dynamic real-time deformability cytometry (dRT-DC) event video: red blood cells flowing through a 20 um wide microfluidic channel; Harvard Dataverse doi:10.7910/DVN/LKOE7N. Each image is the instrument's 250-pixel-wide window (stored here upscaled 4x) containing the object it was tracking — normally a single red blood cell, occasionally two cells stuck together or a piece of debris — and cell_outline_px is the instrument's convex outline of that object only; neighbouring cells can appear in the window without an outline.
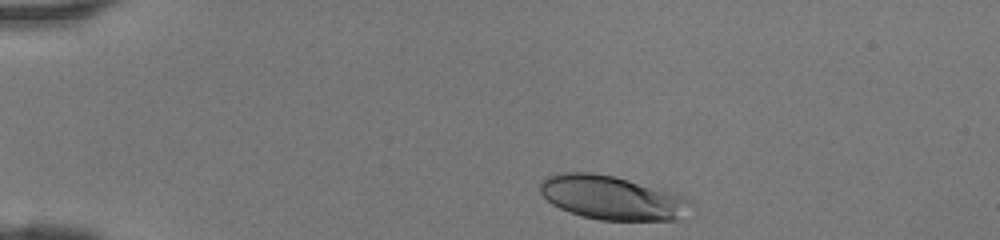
{"species": "human", "species_latin": "Homo sapiens", "temperature_condition": "room temperature", "stored_images_in_passage": 3, "camera_frame_rate_fps": 3000, "um_per_image_px": 0.085, "donor": {"sex": "female"}, "frame": {"image": 1, "passage_image": 1, "time_ms": 0.0, "image_size_px": [1000, 240], "cell_outline_px": [[696, 204], [676, 220], [600, 220], [580, 216], [568, 212], [552, 204], [540, 192], [540, 180], [548, 176], [564, 172], [592, 172], [616, 176], [688, 196]], "centroid_in_image_um": [52.06, 16.8], "position_along_channel_um": 32.9, "area_um2": 39.02}}